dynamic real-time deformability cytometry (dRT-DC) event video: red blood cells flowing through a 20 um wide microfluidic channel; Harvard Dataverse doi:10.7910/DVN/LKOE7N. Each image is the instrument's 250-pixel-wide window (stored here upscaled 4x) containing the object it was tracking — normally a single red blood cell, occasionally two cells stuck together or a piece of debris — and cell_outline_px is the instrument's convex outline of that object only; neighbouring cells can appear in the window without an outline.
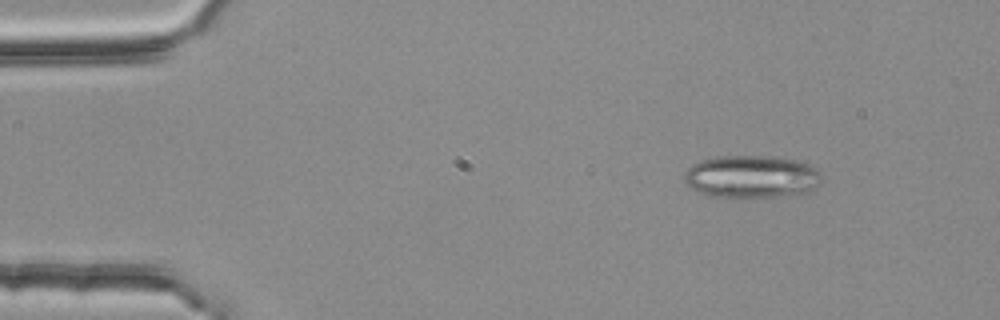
{"species": "common noctule bat (a hibernating species)", "species_latin": "Nyctalus noctula", "temperature_condition": "room temperature", "stored_images_in_passage": 3, "camera_frame_rate_fps": 3000, "um_per_image_px": 0.085, "animal": {"sex": "female", "body_mass_g": 25.1}, "frame": {"image": 1, "passage_image": 3, "time_ms": 0.667, "image_size_px": [1000, 320], "cell_outline_px": [[820, 184], [816, 188], [808, 192], [776, 196], [736, 200], [728, 200], [708, 196], [684, 184], [684, 172], [692, 164], [700, 160], [716, 156], [764, 156], [792, 160], [808, 164], [816, 168], [820, 172]], "centroid_in_image_um": [63.81, 15.06], "position_along_channel_um": 21.2, "area_um2": 34.91}}